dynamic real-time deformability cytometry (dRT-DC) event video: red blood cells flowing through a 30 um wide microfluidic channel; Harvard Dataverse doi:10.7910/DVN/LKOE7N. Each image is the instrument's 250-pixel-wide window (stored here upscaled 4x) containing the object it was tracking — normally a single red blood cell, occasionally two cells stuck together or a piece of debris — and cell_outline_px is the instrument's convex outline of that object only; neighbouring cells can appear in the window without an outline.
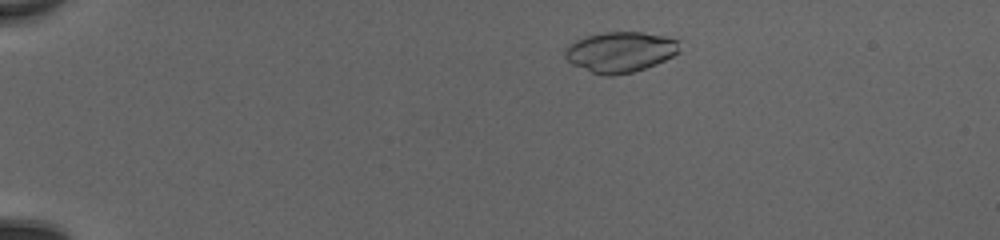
{"species": "common noctule bat (a hibernating species)", "species_latin": "Nyctalus noctula", "temperature_condition": "cold", "stored_images_in_passage": 47, "camera_frame_rate_fps": 3000, "um_per_image_px": 0.085, "animal": {"sex": "female", "body_mass_g": 20.0, "forearm_length_mm": 54.0}, "frame": {"image": 1, "passage_image": 7, "time_ms": 2.0, "image_size_px": [1000, 240], "cell_outline_px": [[680, 52], [656, 64], [632, 72], [612, 76], [604, 76], [592, 72], [572, 64], [564, 56], [564, 48], [568, 44], [576, 40], [588, 36], [604, 32], [644, 32], [664, 36], [680, 40]], "centroid_in_image_um": [52.73, 4.41], "position_along_channel_um": 32.3, "area_um2": 27.11}}
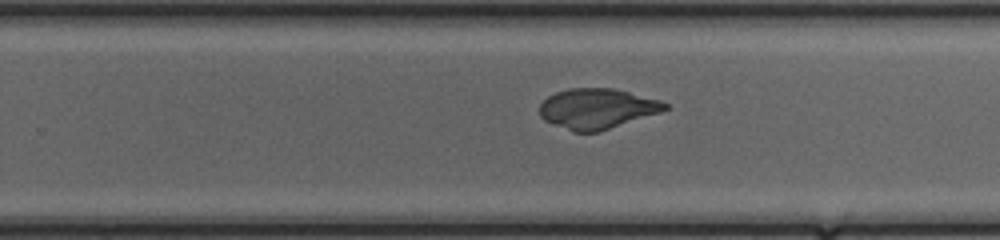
{"frame": {"image": 2, "passage_image": 31, "time_ms": 10.0, "image_size_px": [1000, 240], "cell_outline_px": [[668, 108], [660, 112], [600, 132], [572, 132], [552, 124], [544, 120], [540, 116], [540, 104], [548, 96], [556, 92], [568, 88], [612, 88], [660, 100], [668, 104]], "centroid_in_image_um": [50.73, 9.24], "position_along_channel_um": 279.1, "area_um2": 29.42}}
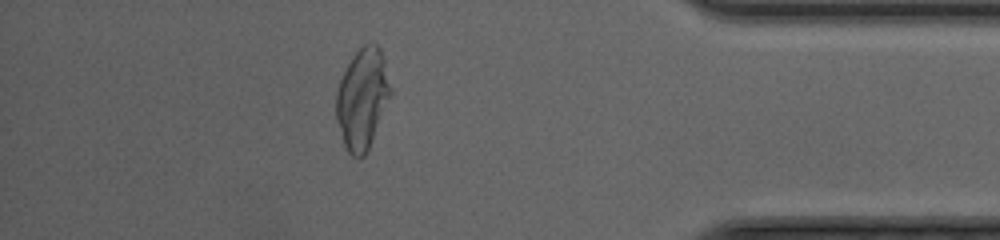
{"frame": {"image": 3, "passage_image": 42, "time_ms": 13.667, "image_size_px": [1000, 240], "cell_outline_px": [[392, 92], [368, 148], [364, 156], [352, 156], [344, 148], [336, 120], [336, 92], [340, 80], [348, 64], [356, 52], [364, 44], [372, 40], [380, 48], [384, 60], [392, 88]], "centroid_in_image_um": [30.79, 8.37], "position_along_channel_um": 404.4, "area_um2": 31.67}}